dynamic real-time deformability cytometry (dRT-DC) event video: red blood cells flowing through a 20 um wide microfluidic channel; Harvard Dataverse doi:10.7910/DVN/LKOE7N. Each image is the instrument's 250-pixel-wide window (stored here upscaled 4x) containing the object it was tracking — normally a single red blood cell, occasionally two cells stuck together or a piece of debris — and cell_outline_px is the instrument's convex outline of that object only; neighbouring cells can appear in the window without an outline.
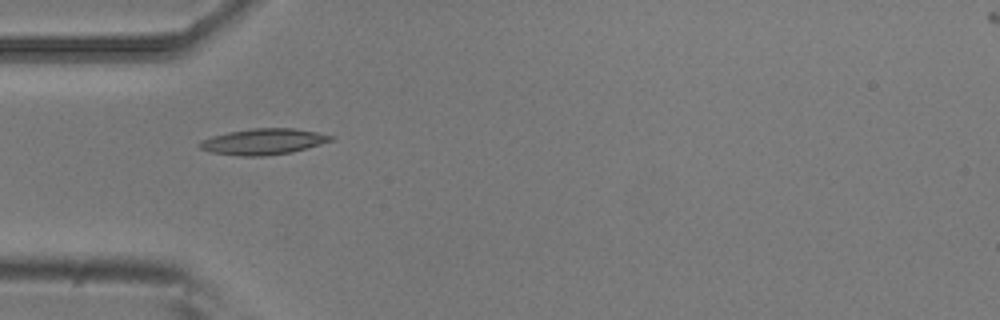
{"species": "common noctule bat (a hibernating species)", "species_latin": "Nyctalus noctula", "temperature_condition": "room temperature", "stored_images_in_passage": 5, "camera_frame_rate_fps": 3000, "um_per_image_px": 0.085, "animal": {"sex": "male", "body_mass_g": 20.5, "forearm_length_mm": 52.5}, "frame": {"image": 1, "passage_image": 4, "time_ms": 1.0, "image_size_px": [1000, 320], "cell_outline_px": [[336, 136], [332, 140], [320, 144], [292, 152], [264, 156], [240, 156], [212, 152], [200, 148], [196, 144], [212, 136], [228, 132], [252, 128], [292, 128], [316, 132]], "centroid_in_image_um": [22.39, 12.03], "position_along_channel_um": 62.6, "area_um2": 19.71}}
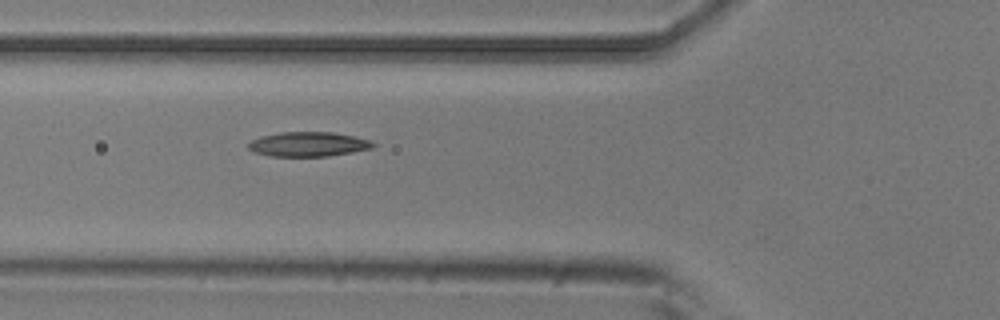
{"frame": {"image": 2, "passage_image": 5, "time_ms": 1.333, "image_size_px": [1000, 320], "cell_outline_px": [[376, 144], [372, 148], [352, 152], [328, 156], [272, 156], [252, 152], [248, 148], [248, 144], [252, 140], [260, 136], [280, 132], [332, 132], [352, 136], [368, 140]], "centroid_in_image_um": [26.16, 12.26], "position_along_channel_um": 99.6, "area_um2": 17.74}}